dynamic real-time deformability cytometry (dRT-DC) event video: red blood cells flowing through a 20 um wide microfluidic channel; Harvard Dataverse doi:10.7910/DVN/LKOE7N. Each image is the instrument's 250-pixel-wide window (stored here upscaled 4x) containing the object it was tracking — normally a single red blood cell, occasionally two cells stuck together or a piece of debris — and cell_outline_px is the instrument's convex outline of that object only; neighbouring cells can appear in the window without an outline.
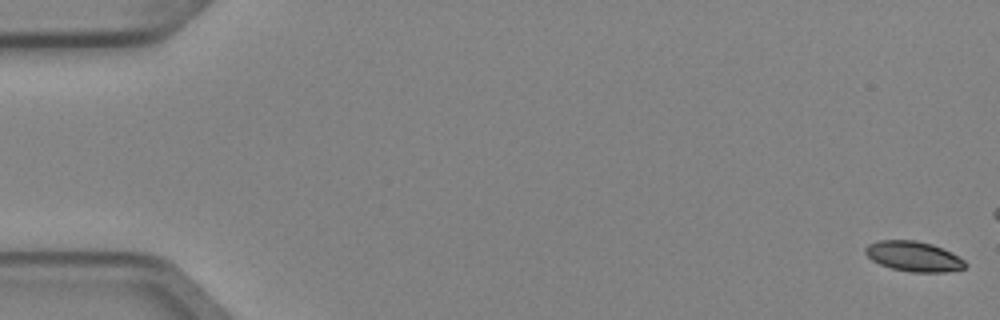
{"species": "Egyptian fruit bat (a non-hibernating species)", "species_latin": "Rousettus aegyptiacus", "temperature_condition": "cold", "stored_images_in_passage": 5, "camera_frame_rate_fps": 3000, "um_per_image_px": 0.085, "animal": {"sex": "female"}, "frame": {"image": 1, "passage_image": 1, "time_ms": 0.0, "image_size_px": [1000, 320], "cell_outline_px": [[968, 264], [964, 268], [948, 272], [912, 272], [892, 268], [880, 264], [872, 260], [864, 252], [864, 248], [868, 244], [880, 240], [916, 240], [932, 244], [952, 252], [964, 260]], "centroid_in_image_um": [77.67, 21.79], "position_along_channel_um": 7.3, "area_um2": 17.57}}